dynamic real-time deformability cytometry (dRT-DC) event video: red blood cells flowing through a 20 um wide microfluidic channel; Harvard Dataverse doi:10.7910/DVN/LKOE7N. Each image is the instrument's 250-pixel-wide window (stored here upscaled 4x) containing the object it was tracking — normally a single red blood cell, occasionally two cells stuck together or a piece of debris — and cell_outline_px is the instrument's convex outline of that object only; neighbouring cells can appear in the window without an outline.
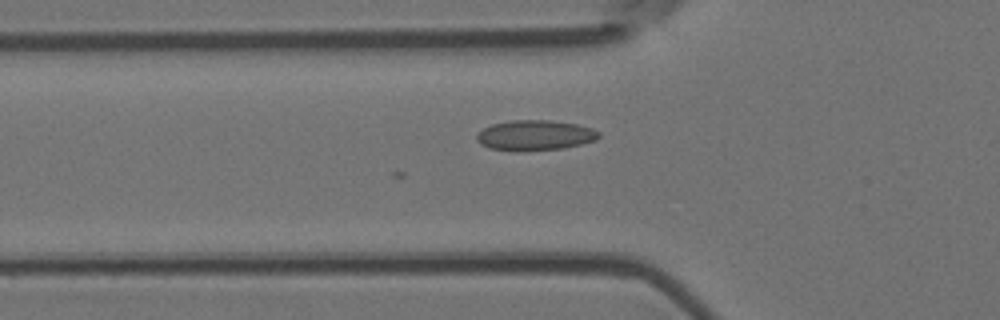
{"species": "Egyptian fruit bat (a non-hibernating species)", "species_latin": "Rousettus aegyptiacus", "temperature_condition": "room temperature", "stored_images_in_passage": 39, "camera_frame_rate_fps": 3000, "um_per_image_px": 0.085, "animal": {"sex": "female"}, "frame": {"image": 1, "passage_image": 3, "time_ms": 0.667, "image_size_px": [1000, 320], "cell_outline_px": [[600, 136], [596, 140], [564, 148], [516, 152], [488, 148], [480, 144], [476, 140], [476, 136], [484, 128], [492, 124], [512, 120], [548, 120], [576, 124], [592, 128], [600, 132]], "centroid_in_image_um": [45.46, 11.51], "position_along_channel_um": 80.3, "area_um2": 21.68}}
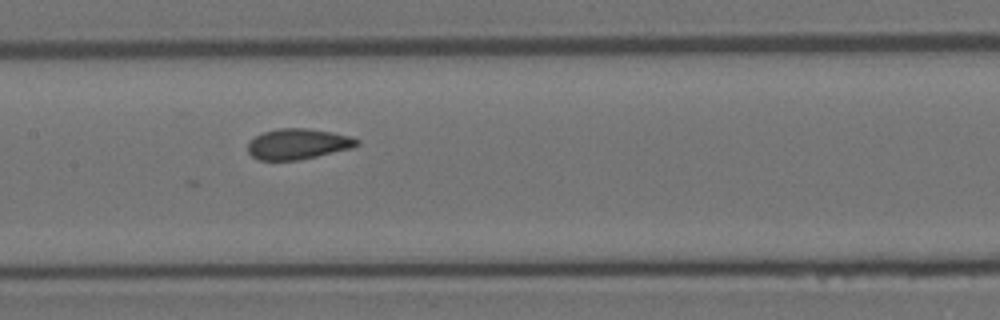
{"frame": {"image": 2, "passage_image": 11, "time_ms": 3.333, "image_size_px": [1000, 320], "cell_outline_px": [[360, 144], [352, 148], [300, 160], [260, 160], [252, 156], [248, 152], [248, 140], [264, 132], [280, 128], [308, 128], [332, 132], [352, 136], [360, 140]], "centroid_in_image_um": [25.35, 12.23], "position_along_channel_um": 182.1, "area_um2": 19.59}}
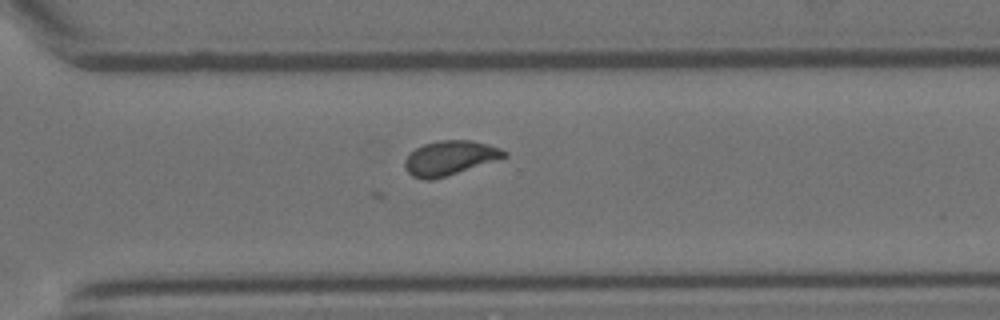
{"frame": {"image": 3, "passage_image": 23, "time_ms": 7.333, "image_size_px": [1000, 320], "cell_outline_px": [[508, 156], [432, 180], [424, 180], [412, 176], [404, 168], [404, 160], [416, 148], [424, 144], [440, 140], [472, 140], [488, 144], [500, 148], [508, 152]], "centroid_in_image_um": [38.22, 13.42], "position_along_channel_um": 332.4, "area_um2": 19.71}}